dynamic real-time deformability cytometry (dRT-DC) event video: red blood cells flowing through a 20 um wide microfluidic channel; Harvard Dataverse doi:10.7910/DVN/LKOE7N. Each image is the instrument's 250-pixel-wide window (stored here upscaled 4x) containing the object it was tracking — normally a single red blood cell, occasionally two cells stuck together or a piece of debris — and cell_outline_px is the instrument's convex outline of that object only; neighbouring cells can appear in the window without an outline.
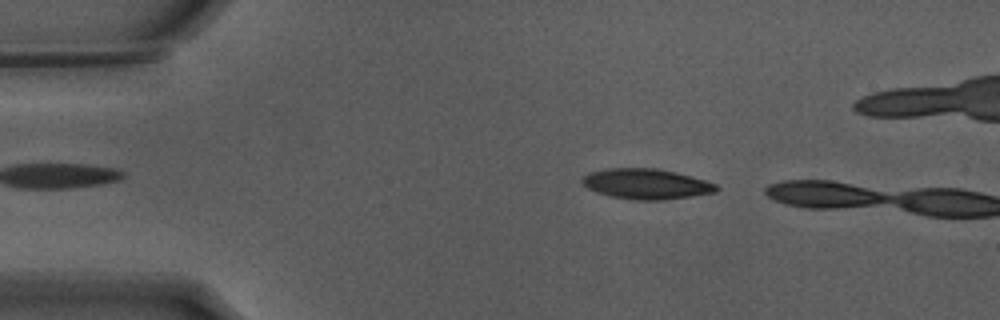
{"species": "Egyptian fruit bat (a non-hibernating species)", "species_latin": "Rousettus aegyptiacus", "temperature_condition": "warm", "stored_images_in_passage": 7, "camera_frame_rate_fps": 3000, "um_per_image_px": 0.085, "animal": {"sex": "male"}, "frame": {"image": 1, "passage_image": 4, "time_ms": 1.0, "image_size_px": [1000, 320], "cell_outline_px": [[720, 188], [716, 192], [660, 200], [632, 200], [612, 196], [596, 192], [588, 188], [580, 180], [588, 172], [608, 168], [656, 168], [676, 172], [704, 180], [716, 184]], "centroid_in_image_um": [54.91, 15.62], "position_along_channel_um": 30.1, "area_um2": 23.58}}